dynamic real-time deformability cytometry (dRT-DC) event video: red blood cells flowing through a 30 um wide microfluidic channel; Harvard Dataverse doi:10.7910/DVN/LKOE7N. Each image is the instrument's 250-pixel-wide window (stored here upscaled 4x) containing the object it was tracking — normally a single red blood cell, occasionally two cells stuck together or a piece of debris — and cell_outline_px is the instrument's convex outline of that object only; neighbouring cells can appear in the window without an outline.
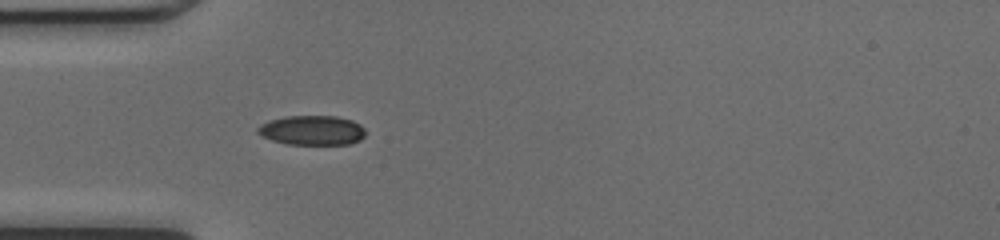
{"species": "common noctule bat (a hibernating species)", "species_latin": "Nyctalus noctula", "temperature_condition": "cold", "stored_images_in_passage": 34, "camera_frame_rate_fps": 3000, "um_per_image_px": 0.085, "animal": {"sex": "female", "body_mass_g": 17.0, "forearm_length_mm": 48.0}, "frame": {"image": 1, "passage_image": 1, "time_ms": 0.0, "image_size_px": [1000, 240], "cell_outline_px": [[364, 136], [360, 140], [348, 144], [288, 144], [272, 140], [256, 132], [256, 128], [260, 124], [268, 120], [284, 116], [336, 116], [352, 120], [360, 124], [364, 128]], "centroid_in_image_um": [26.51, 11.06], "position_along_channel_um": 58.5, "area_um2": 18.61}}
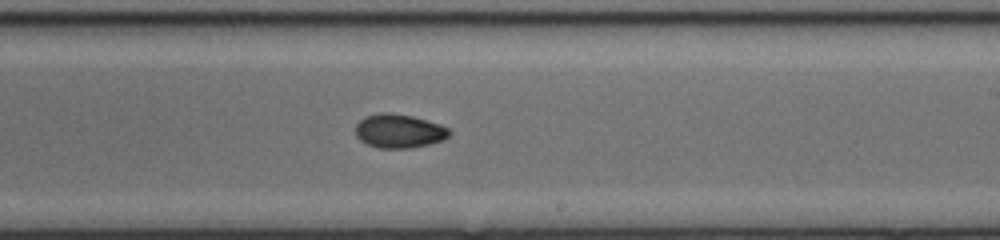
{"frame": {"image": 2, "passage_image": 15, "time_ms": 4.667, "image_size_px": [1000, 240], "cell_outline_px": [[452, 132], [444, 140], [428, 144], [408, 148], [376, 148], [360, 140], [356, 136], [356, 124], [364, 116], [380, 112], [388, 112], [412, 116], [440, 124], [448, 128]], "centroid_in_image_um": [33.91, 11.13], "position_along_channel_um": 255.1, "area_um2": 18.55}}
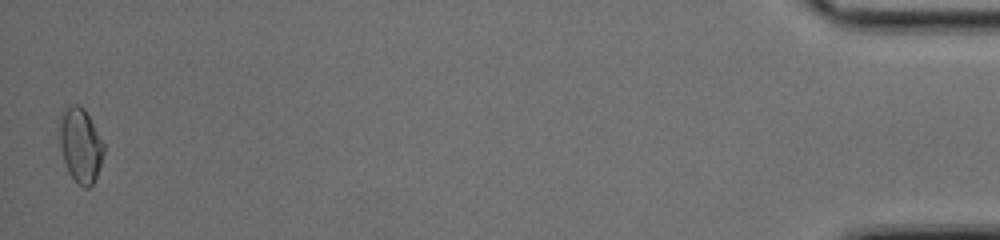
{"frame": {"image": 3, "passage_image": 34, "time_ms": 11.0, "image_size_px": [1000, 240], "cell_outline_px": [[104, 152], [96, 176], [92, 184], [88, 188], [84, 188], [68, 172], [60, 148], [60, 112], [72, 104], [76, 104], [84, 108], [104, 144]], "centroid_in_image_um": [6.83, 12.32], "position_along_channel_um": 428.4, "area_um2": 18.84}, "authors_computed_cell_mechanics": {"area_um2": 18.207, "velocity_mm_per_s": 4.2755, "shape_relaxation_time_tau1_ms": 4.3399, "shape_relaxation_time_tau2_ms": 5.2118, "deformation_change_tau1": 0.1348, "deformation_change_tau2": 0.0833}}